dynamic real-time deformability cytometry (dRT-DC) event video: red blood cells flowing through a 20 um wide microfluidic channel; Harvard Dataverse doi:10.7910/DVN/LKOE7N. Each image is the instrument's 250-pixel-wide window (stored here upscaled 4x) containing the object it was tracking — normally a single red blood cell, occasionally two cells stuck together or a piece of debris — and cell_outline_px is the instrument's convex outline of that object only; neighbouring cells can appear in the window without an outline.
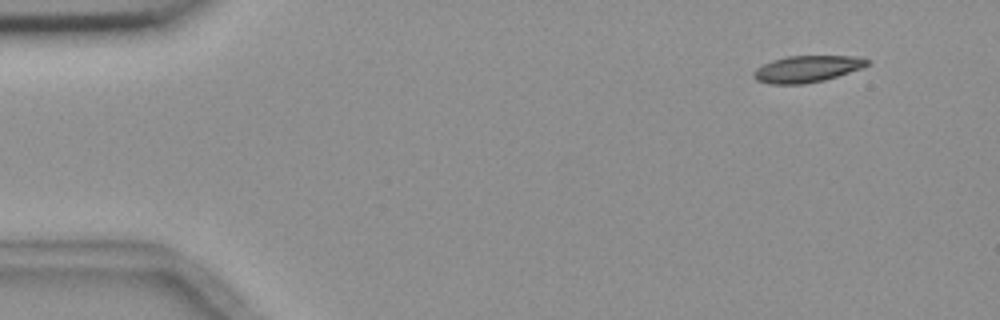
{"species": "common noctule bat (a hibernating species)", "species_latin": "Nyctalus noctula", "temperature_condition": "room temperature", "stored_images_in_passage": 5, "camera_frame_rate_fps": 3000, "um_per_image_px": 0.085, "animal": {"sex": "female", "body_mass_g": 18.4}, "frame": {"image": 1, "passage_image": 2, "time_ms": 1.0, "image_size_px": [1000, 320], "cell_outline_px": [[868, 64], [860, 68], [824, 80], [804, 84], [768, 84], [756, 80], [752, 76], [752, 72], [756, 68], [772, 60], [788, 56], [860, 56], [868, 60]], "centroid_in_image_um": [68.53, 5.86], "position_along_channel_um": 16.5, "area_um2": 17.51}}
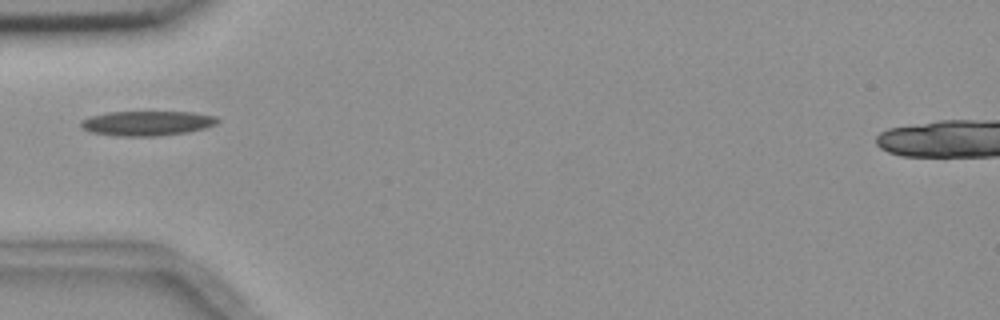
{"frame": {"image": 2, "passage_image": 5, "time_ms": 5.333, "image_size_px": [1000, 320], "cell_outline_px": [[220, 120], [216, 124], [204, 128], [188, 132], [156, 136], [116, 136], [92, 132], [84, 128], [80, 124], [80, 120], [88, 116], [108, 112], [192, 112], [216, 116]], "centroid_in_image_um": [12.49, 10.47], "position_along_channel_um": 72.5, "area_um2": 19.71}}